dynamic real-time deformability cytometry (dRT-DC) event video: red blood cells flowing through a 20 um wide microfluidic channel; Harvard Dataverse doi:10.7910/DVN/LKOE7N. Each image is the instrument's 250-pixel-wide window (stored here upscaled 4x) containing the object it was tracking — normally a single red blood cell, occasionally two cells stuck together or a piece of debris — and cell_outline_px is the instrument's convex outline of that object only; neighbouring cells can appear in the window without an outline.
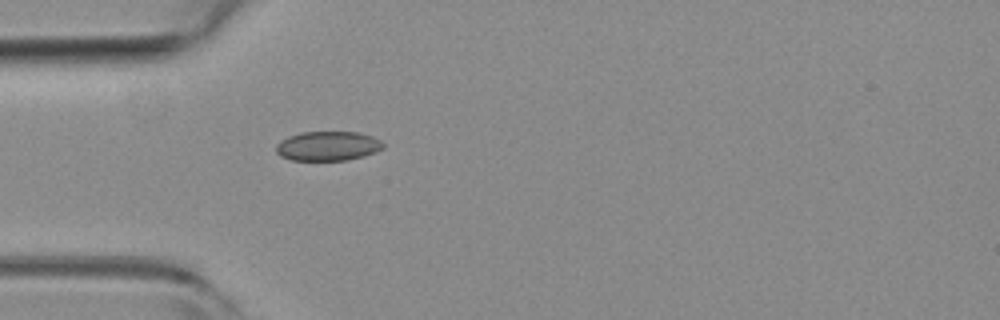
{"species": "common noctule bat (a hibernating species)", "species_latin": "Nyctalus noctula", "temperature_condition": "room temperature", "stored_images_in_passage": 1, "camera_frame_rate_fps": 3000, "um_per_image_px": 0.085, "animal": {"sex": "female", "body_mass_g": 19.3, "forearm_length_mm": 54.1}, "frame": {"image": 1, "passage_image": 1, "time_ms": 0.0, "image_size_px": [1000, 320], "cell_outline_px": [[384, 148], [376, 152], [364, 156], [344, 160], [292, 160], [280, 156], [276, 152], [276, 144], [280, 140], [288, 136], [300, 132], [360, 132], [372, 136], [380, 140], [384, 144]], "centroid_in_image_um": [27.86, 12.4], "position_along_channel_um": 57.1, "area_um2": 18.5}}